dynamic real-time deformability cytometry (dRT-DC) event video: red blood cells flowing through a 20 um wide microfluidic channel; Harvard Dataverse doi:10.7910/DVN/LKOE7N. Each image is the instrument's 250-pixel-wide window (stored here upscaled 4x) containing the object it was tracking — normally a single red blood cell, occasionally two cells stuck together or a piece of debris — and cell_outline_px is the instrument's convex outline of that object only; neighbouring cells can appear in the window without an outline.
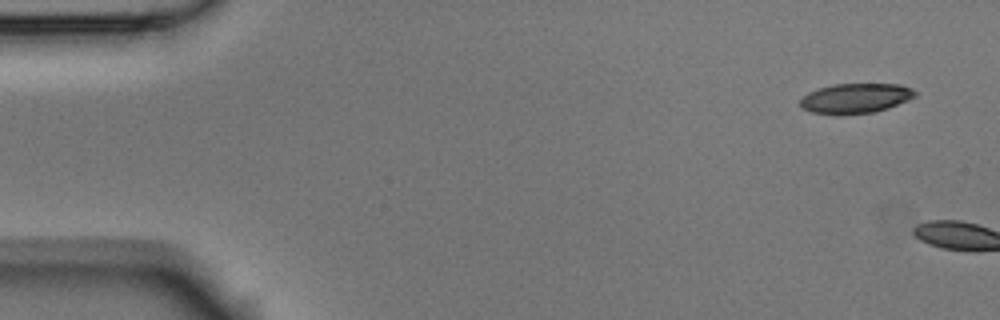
{"species": "Egyptian fruit bat (a non-hibernating species)", "species_latin": "Rousettus aegyptiacus", "temperature_condition": "room temperature", "stored_images_in_passage": 2, "camera_frame_rate_fps": 3000, "um_per_image_px": 0.085, "animal": {"sex": "male"}, "frame": {"image": 1, "passage_image": 1, "time_ms": 0.0, "image_size_px": [1000, 320], "cell_outline_px": [[916, 96], [908, 100], [888, 108], [872, 112], [836, 116], [812, 112], [800, 108], [800, 100], [808, 92], [832, 84], [900, 84], [912, 88], [916, 92]], "centroid_in_image_um": [72.7, 8.37], "position_along_channel_um": 12.3, "area_um2": 20.23}}